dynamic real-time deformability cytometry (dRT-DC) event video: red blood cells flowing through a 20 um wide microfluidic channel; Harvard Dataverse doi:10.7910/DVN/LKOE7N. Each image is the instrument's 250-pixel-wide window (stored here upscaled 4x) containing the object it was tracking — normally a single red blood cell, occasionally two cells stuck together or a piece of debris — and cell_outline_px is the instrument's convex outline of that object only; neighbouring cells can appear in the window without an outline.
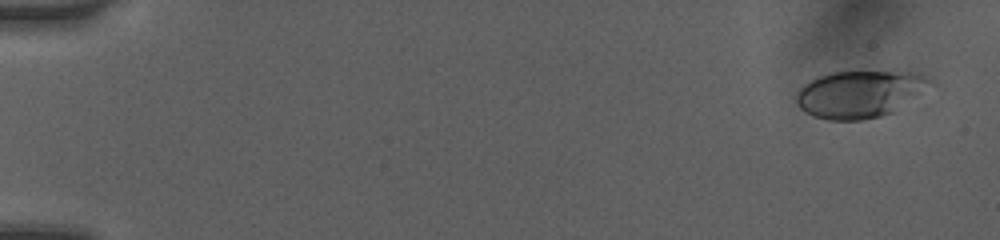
{"species": "human", "species_latin": "Homo sapiens", "temperature_condition": "room temperature", "stored_images_in_passage": 6, "camera_frame_rate_fps": 3000, "um_per_image_px": 0.085, "donor": {"sex": "female"}, "frame": {"image": 1, "passage_image": 1, "time_ms": 0.0, "image_size_px": [1000, 240], "cell_outline_px": [[940, 84], [892, 112], [880, 116], [860, 120], [828, 120], [816, 116], [800, 108], [796, 100], [796, 92], [804, 84], [820, 76], [832, 72], [912, 72], [924, 76]], "centroid_in_image_um": [73.17, 7.98], "position_along_channel_um": 11.8, "area_um2": 36.82}}